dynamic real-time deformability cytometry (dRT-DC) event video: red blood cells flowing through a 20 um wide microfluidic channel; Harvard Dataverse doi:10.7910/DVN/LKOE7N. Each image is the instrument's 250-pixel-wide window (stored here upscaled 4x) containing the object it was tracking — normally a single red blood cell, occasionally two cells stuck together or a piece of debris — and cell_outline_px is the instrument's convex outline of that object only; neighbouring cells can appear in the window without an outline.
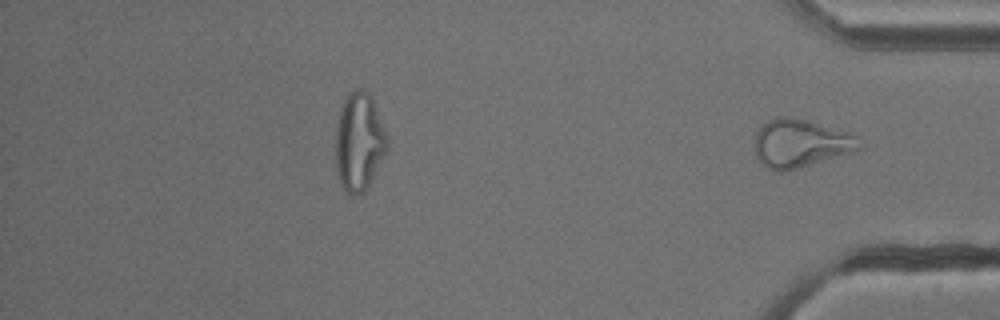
{"species": "common noctule bat (a hibernating species)", "species_latin": "Nyctalus noctula", "temperature_condition": "cold", "stored_images_in_passage": 39, "segment_of_instrument_passage": [2, 2], "camera_frame_rate_fps": 3000, "um_per_image_px": 0.085, "animal": {"sex": "male", "body_mass_g": 13.3}, "frame": {"image": 1, "passage_image": 39, "time_ms": 12.667, "image_size_px": [1000, 320], "cell_outline_px": [[864, 148], [852, 152], [784, 172], [776, 172], [768, 168], [756, 156], [752, 148], [756, 132], [768, 120], [780, 116], [784, 116], [808, 120], [860, 136], [864, 144]], "centroid_in_image_um": [68.06, 12.18], "position_along_channel_um": 367.1, "area_um2": 29.65}}